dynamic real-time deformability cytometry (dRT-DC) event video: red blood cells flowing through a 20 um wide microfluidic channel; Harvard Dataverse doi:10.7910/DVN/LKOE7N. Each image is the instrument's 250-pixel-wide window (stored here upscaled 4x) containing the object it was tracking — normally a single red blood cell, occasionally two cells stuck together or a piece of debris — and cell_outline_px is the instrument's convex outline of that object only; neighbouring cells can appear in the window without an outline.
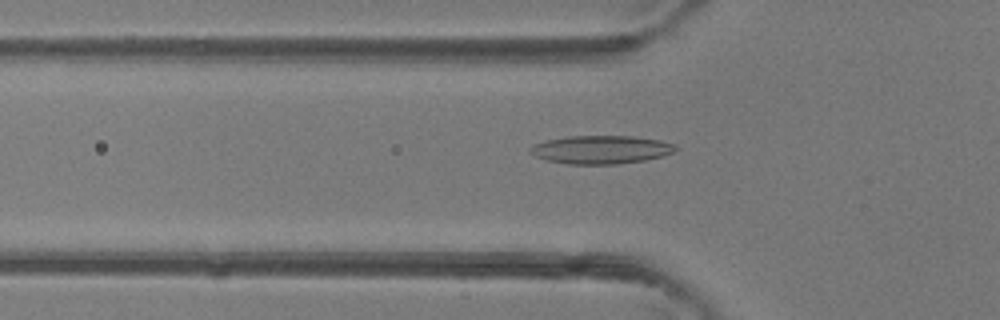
{"species": "common noctule bat (a hibernating species)", "species_latin": "Nyctalus noctula", "temperature_condition": "room temperature", "stored_images_in_passage": 47, "camera_frame_rate_fps": 3000, "um_per_image_px": 0.085, "animal": {"sex": "female"}, "frame": {"image": 1, "passage_image": 16, "time_ms": 5.0, "image_size_px": [1000, 320], "cell_outline_px": [[680, 148], [664, 156], [644, 160], [616, 164], [568, 164], [544, 160], [528, 152], [528, 148], [532, 144], [544, 140], [568, 136], [632, 136], [660, 140], [676, 144]], "centroid_in_image_um": [51.06, 12.71], "position_along_channel_um": 74.7, "area_um2": 24.28}}
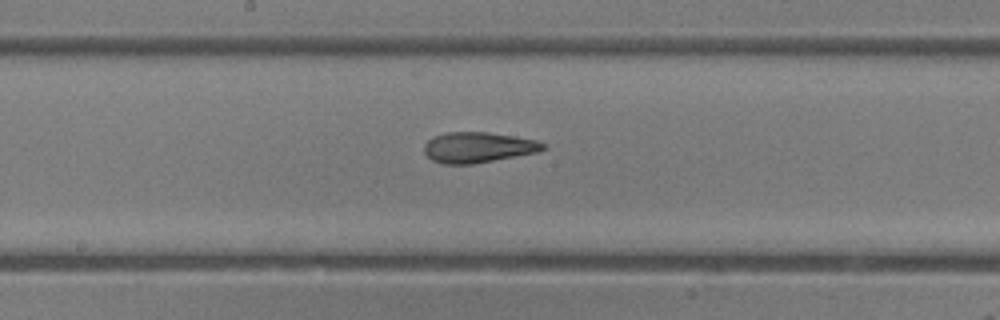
{"frame": {"image": 2, "passage_image": 25, "time_ms": 8.0, "image_size_px": [1000, 320], "cell_outline_px": [[548, 148], [540, 152], [472, 164], [444, 164], [432, 160], [424, 152], [424, 144], [428, 140], [436, 136], [448, 132], [488, 132], [536, 140], [548, 144]], "centroid_in_image_um": [40.69, 12.53], "position_along_channel_um": 207.5, "area_um2": 21.21}}
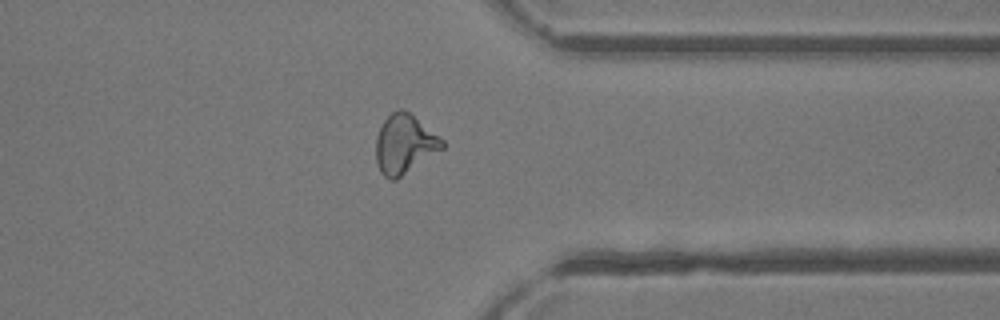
{"frame": {"image": 3, "passage_image": 37, "time_ms": 12.0, "image_size_px": [1000, 320], "cell_outline_px": [[444, 148], [396, 180], [388, 180], [380, 172], [376, 164], [376, 136], [384, 120], [392, 112], [400, 108], [408, 112], [444, 140]], "centroid_in_image_um": [34.36, 12.28], "position_along_channel_um": 377.0, "area_um2": 22.72}, "authors_computed_cell_mechanics": {"area_um2": 22.3108, "velocity_mm_per_s": 4.3846, "shape_relaxation_time_tau1_ms": 9.4293, "shape_relaxation_time_tau2_ms": 1.938, "deformation_change_tau1": 0.2572, "deformation_change_tau2": 0.1031}}